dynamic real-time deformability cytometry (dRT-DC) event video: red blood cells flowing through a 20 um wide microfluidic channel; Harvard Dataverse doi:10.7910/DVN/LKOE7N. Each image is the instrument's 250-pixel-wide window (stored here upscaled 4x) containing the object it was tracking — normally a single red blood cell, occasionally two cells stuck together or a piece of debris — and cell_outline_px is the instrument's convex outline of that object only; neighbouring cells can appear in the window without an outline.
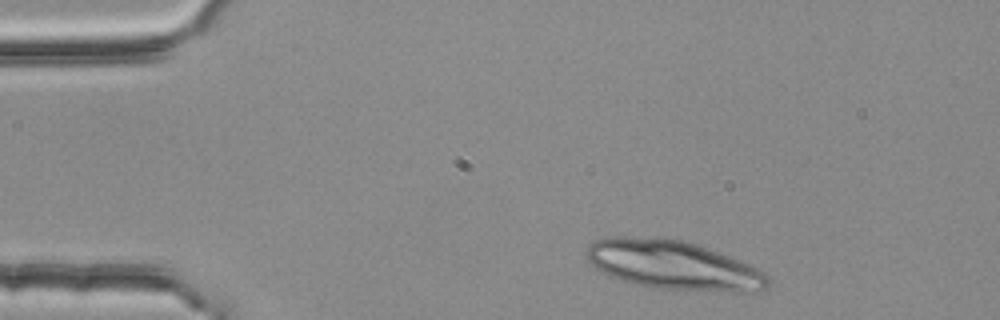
{"species": "common noctule bat (a hibernating species)", "species_latin": "Nyctalus noctula", "temperature_condition": "room temperature", "stored_images_in_passage": 2, "camera_frame_rate_fps": 3000, "um_per_image_px": 0.085, "animal": {"sex": "female", "body_mass_g": 25.1}, "frame": {"image": 1, "passage_image": 1, "time_ms": 0.0, "image_size_px": [1000, 320], "cell_outline_px": [[772, 280], [768, 288], [756, 292], [732, 292], [656, 288], [636, 284], [620, 280], [608, 276], [596, 268], [588, 260], [584, 252], [588, 244], [604, 236], [624, 236], [684, 240], [708, 248], [768, 272]], "centroid_in_image_um": [57.25, 22.54], "position_along_channel_um": 27.8, "area_um2": 52.31}}